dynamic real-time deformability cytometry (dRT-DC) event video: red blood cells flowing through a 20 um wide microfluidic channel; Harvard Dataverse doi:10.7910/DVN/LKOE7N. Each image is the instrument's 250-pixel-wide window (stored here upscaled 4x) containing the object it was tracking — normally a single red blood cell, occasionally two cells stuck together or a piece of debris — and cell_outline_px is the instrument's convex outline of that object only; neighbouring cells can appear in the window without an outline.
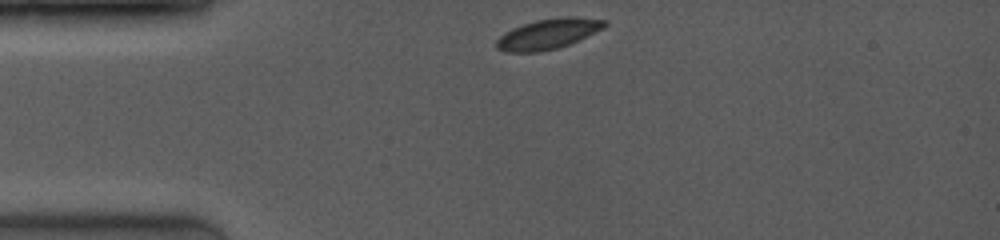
{"species": "common noctule bat (a hibernating species)", "species_latin": "Nyctalus noctula", "temperature_condition": "room temperature", "stored_images_in_passage": 44, "camera_frame_rate_fps": 4000, "um_per_image_px": 0.085, "animal": {"sex": "female", "body_mass_g": 19.0, "forearm_length_mm": 53.3}, "frame": {"image": 1, "passage_image": 1, "time_ms": 0.0, "image_size_px": [1000, 240], "cell_outline_px": [[608, 24], [604, 28], [568, 44], [556, 48], [540, 52], [504, 52], [496, 48], [496, 40], [504, 32], [512, 28], [536, 20], [564, 16], [576, 16], [608, 20]], "centroid_in_image_um": [46.59, 2.87], "position_along_channel_um": 38.4, "area_um2": 19.13}}
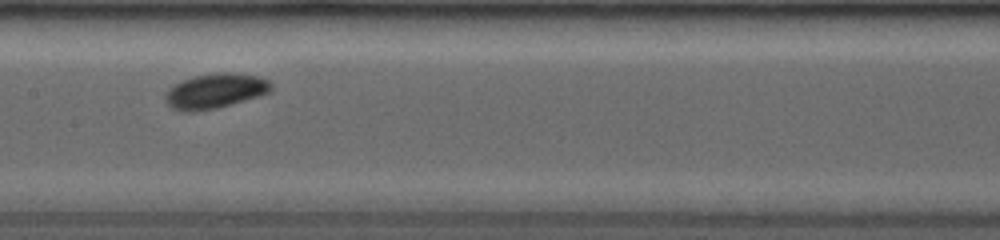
{"frame": {"image": 2, "passage_image": 19, "time_ms": 4.5, "image_size_px": [1000, 240], "cell_outline_px": [[272, 88], [268, 92], [244, 100], [216, 108], [196, 112], [180, 112], [172, 108], [164, 100], [164, 96], [176, 84], [184, 80], [196, 76], [252, 76], [268, 80], [272, 84]], "centroid_in_image_um": [18.21, 7.82], "position_along_channel_um": 189.2, "area_um2": 20.06}}
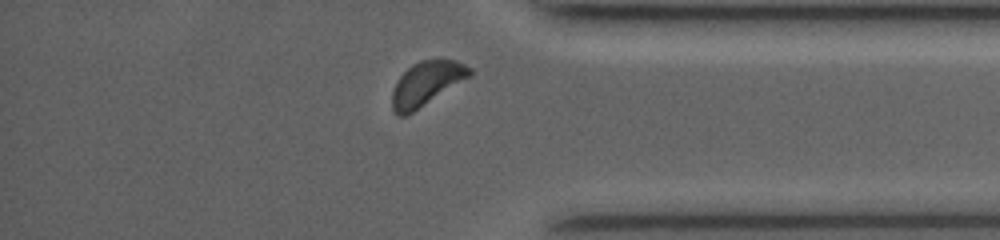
{"frame": {"image": 3, "passage_image": 40, "time_ms": 9.75, "image_size_px": [1000, 240], "cell_outline_px": [[472, 76], [412, 112], [404, 116], [396, 116], [392, 108], [392, 92], [396, 80], [412, 64], [420, 60], [456, 60], [472, 68]], "centroid_in_image_um": [36.25, 7.1], "position_along_channel_um": 399.0, "area_um2": 19.88}, "authors_computed_cell_mechanics": {"area_um2": 19.5942, "velocity_mm_per_s": 4.0404, "shape_relaxation_time_tau1_ms": 2.1387, "shape_relaxation_time_tau2_ms": null, "deformation_change_tau1": 0.0809, "deformation_change_tau2": null}}